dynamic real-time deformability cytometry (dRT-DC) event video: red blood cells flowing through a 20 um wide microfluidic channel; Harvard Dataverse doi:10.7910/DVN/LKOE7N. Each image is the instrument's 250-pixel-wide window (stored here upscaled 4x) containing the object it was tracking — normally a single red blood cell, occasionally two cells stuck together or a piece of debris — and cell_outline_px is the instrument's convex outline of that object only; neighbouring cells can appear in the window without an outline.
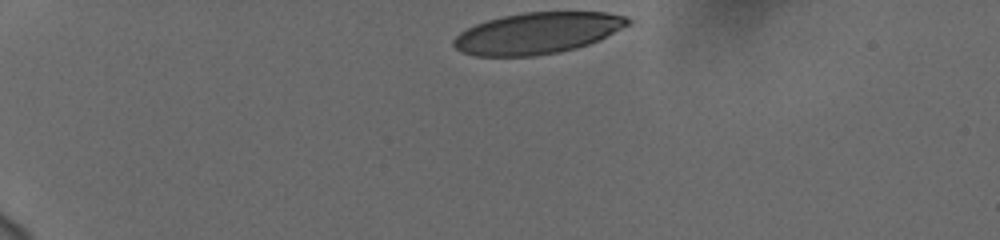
{"species": "human", "species_latin": "Homo sapiens", "temperature_condition": "cold", "stored_images_in_passage": 37, "camera_frame_rate_fps": 3000, "um_per_image_px": 0.085, "donor": {"sex": "female"}, "frame": {"image": 1, "passage_image": 1, "time_ms": 0.0, "image_size_px": [1000, 240], "cell_outline_px": [[632, 24], [588, 44], [560, 52], [532, 56], [476, 56], [464, 52], [456, 48], [452, 44], [452, 40], [460, 32], [476, 24], [488, 20], [504, 16], [524, 12], [608, 12], [628, 16], [632, 20]], "centroid_in_image_um": [45.71, 2.81], "position_along_channel_um": 39.3, "area_um2": 41.85}}
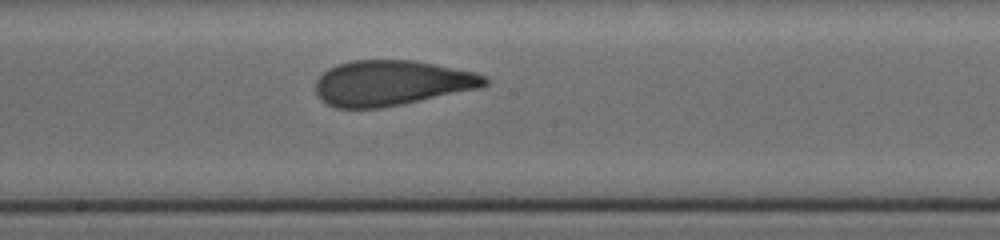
{"frame": {"image": 2, "passage_image": 21, "time_ms": 6.667, "image_size_px": [1000, 240], "cell_outline_px": [[488, 84], [480, 88], [380, 108], [336, 108], [328, 104], [316, 92], [316, 80], [328, 68], [336, 64], [352, 60], [412, 60], [476, 72], [488, 76]], "centroid_in_image_um": [33.3, 7.04], "position_along_channel_um": 214.9, "area_um2": 44.39}}
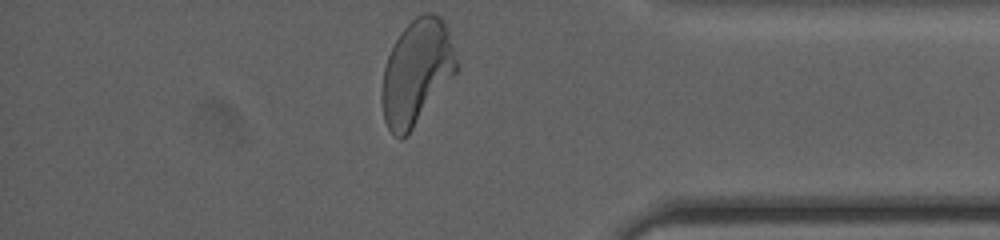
{"frame": {"image": 3, "passage_image": 37, "time_ms": 12.0, "image_size_px": [1000, 240], "cell_outline_px": [[460, 64], [456, 72], [412, 128], [400, 140], [388, 128], [384, 120], [380, 100], [380, 96], [384, 68], [388, 56], [400, 32], [416, 16], [424, 12], [432, 12], [440, 16], [448, 28]], "centroid_in_image_um": [35.41, 6.09], "position_along_channel_um": 399.8, "area_um2": 45.43}, "authors_computed_cell_mechanics": {"area_um2": 44.5638, "velocity_mm_per_s": 3.737, "shape_relaxation_time_tau1_ms": 4.9235, "shape_relaxation_time_tau2_ms": 1.1589, "deformation_change_tau1": 0.2107, "deformation_change_tau2": 0.0886}}